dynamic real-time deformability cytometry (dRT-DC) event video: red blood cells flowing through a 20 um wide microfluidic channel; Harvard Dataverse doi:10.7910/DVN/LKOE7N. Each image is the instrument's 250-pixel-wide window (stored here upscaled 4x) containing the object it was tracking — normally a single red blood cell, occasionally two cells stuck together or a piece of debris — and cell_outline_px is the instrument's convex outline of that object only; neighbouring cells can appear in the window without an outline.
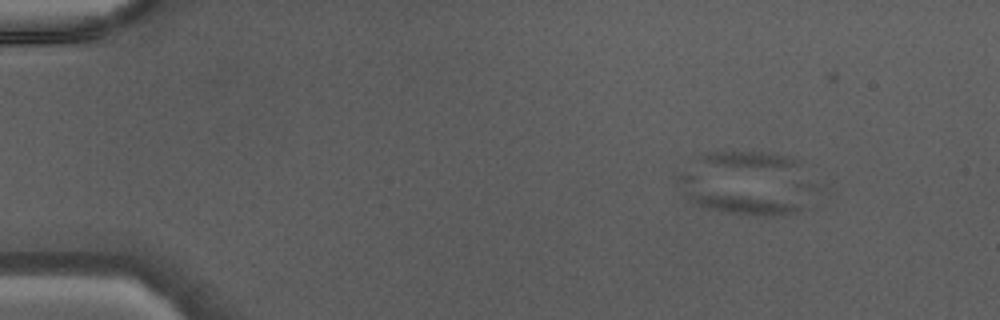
{"species": "Egyptian fruit bat (a non-hibernating species)", "species_latin": "Rousettus aegyptiacus", "temperature_condition": "warm", "stored_images_in_passage": 2, "camera_frame_rate_fps": 3000, "um_per_image_px": 0.085, "animal": {"sex": "male"}, "frame": {"image": 1, "passage_image": 1, "time_ms": 0.0, "image_size_px": [1000, 320], "cell_outline_px": [[800, 208], [792, 212], [764, 216], [732, 212], [708, 208], [692, 200], [688, 196], [676, 180], [676, 176], [680, 172], [696, 172]], "centroid_in_image_um": [61.98, 16.69], "position_along_channel_um": 23.0, "area_um2": 19.25}}